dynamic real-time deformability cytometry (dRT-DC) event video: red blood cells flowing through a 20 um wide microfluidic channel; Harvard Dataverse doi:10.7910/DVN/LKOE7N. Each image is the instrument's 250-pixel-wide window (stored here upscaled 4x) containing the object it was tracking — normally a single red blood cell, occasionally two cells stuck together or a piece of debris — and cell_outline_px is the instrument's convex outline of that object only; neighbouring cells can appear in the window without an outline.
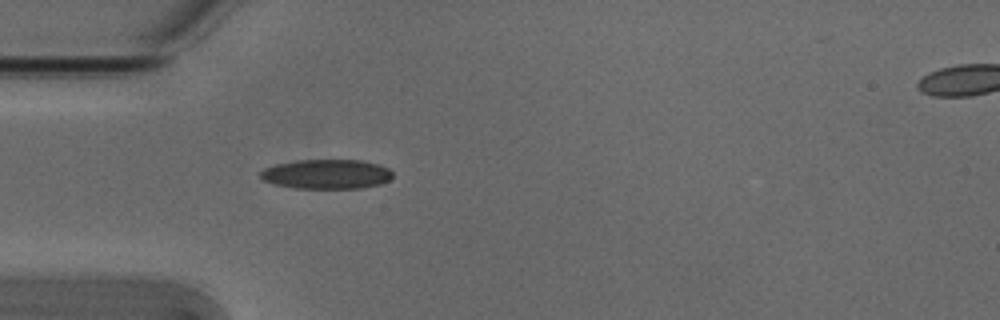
{"species": "Egyptian fruit bat (a non-hibernating species)", "species_latin": "Rousettus aegyptiacus", "temperature_condition": "cold", "stored_images_in_passage": 8, "camera_frame_rate_fps": 3000, "um_per_image_px": 0.085, "animal": {"sex": "male"}, "frame": {"image": 1, "passage_image": 1, "time_ms": 0.0, "image_size_px": [1000, 320], "cell_outline_px": [[392, 176], [388, 180], [380, 184], [364, 188], [292, 188], [272, 184], [264, 180], [260, 176], [260, 172], [264, 168], [276, 164], [296, 160], [360, 160], [380, 164], [388, 168], [392, 172]], "centroid_in_image_um": [27.75, 14.8], "position_along_channel_um": 57.3, "area_um2": 22.89}}
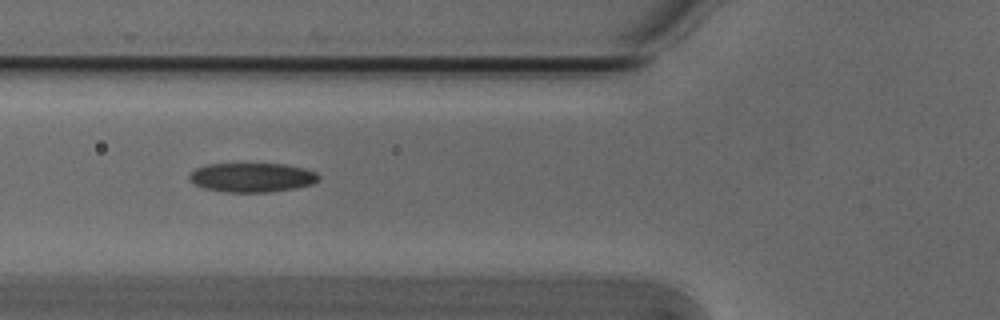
{"frame": {"image": 2, "passage_image": 5, "time_ms": 1.333, "image_size_px": [1000, 320], "cell_outline_px": [[320, 180], [312, 184], [296, 188], [268, 192], [228, 192], [204, 188], [196, 184], [188, 176], [196, 168], [208, 164], [284, 164], [304, 168], [316, 172], [320, 176]], "centroid_in_image_um": [21.47, 15.08], "position_along_channel_um": 104.3, "area_um2": 21.91}}
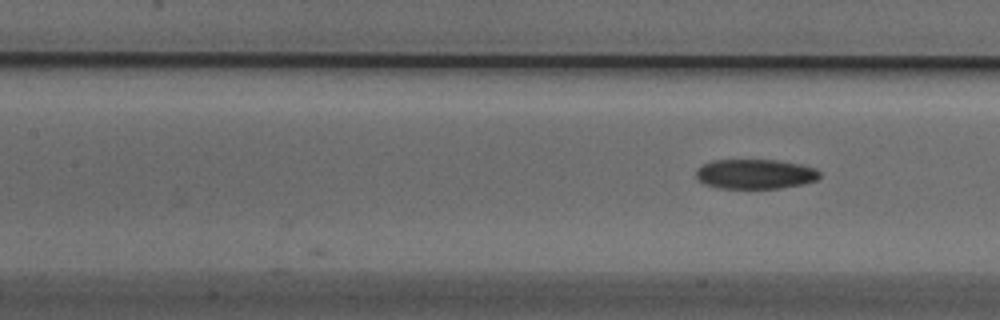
{"frame": {"image": 3, "passage_image": 8, "time_ms": 2.333, "image_size_px": [1000, 320], "cell_outline_px": [[820, 176], [816, 180], [800, 184], [780, 188], [720, 188], [704, 184], [696, 176], [696, 168], [700, 164], [712, 160], [776, 160], [800, 164], [816, 168], [820, 172]], "centroid_in_image_um": [64.16, 14.78], "position_along_channel_um": 143.2, "area_um2": 21.44}}